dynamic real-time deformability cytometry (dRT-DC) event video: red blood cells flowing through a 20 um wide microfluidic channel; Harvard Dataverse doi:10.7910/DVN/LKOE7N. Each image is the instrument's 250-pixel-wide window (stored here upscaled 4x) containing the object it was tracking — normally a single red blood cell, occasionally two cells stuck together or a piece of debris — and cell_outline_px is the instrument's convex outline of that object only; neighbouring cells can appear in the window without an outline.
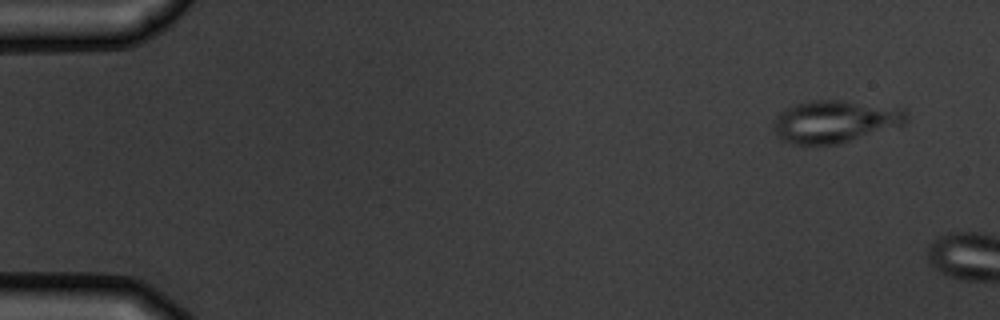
{"species": "common noctule bat (a hibernating species)", "species_latin": "Nyctalus noctula", "temperature_condition": "warm", "stored_images_in_passage": 3, "camera_frame_rate_fps": 3000, "um_per_image_px": 0.085, "animal": {"sex": "male", "body_mass_g": 19.5, "forearm_length_mm": 54.6}, "frame": {"image": 1, "passage_image": 1, "time_ms": 0.0, "image_size_px": [1000, 320], "cell_outline_px": [[908, 120], [904, 124], [840, 144], [792, 144], [784, 140], [776, 132], [772, 120], [784, 108], [796, 104], [812, 100], [840, 100], [904, 108], [908, 112]], "centroid_in_image_um": [70.99, 10.31], "position_along_channel_um": 14.0, "area_um2": 32.77}}